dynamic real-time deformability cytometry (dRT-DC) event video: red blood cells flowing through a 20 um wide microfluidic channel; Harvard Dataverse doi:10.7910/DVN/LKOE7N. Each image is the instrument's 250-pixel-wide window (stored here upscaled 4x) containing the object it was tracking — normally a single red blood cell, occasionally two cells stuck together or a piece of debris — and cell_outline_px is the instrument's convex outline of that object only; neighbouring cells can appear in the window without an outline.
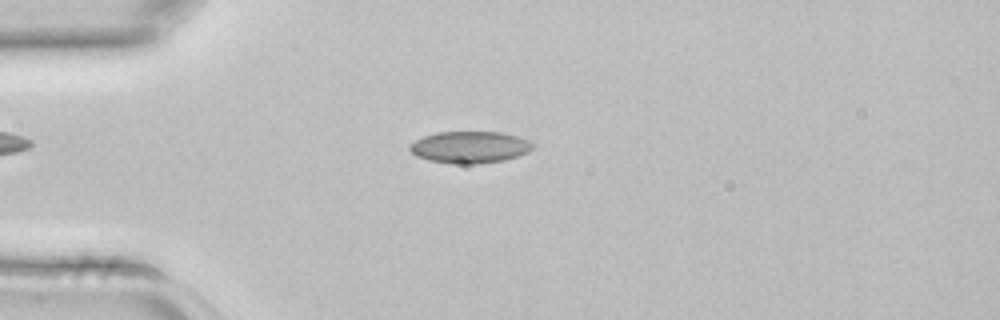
{"species": "common noctule bat (a hibernating species)", "species_latin": "Nyctalus noctula", "temperature_condition": "room temperature", "stored_images_in_passage": 2, "camera_frame_rate_fps": 3000, "um_per_image_px": 0.085, "animal": {"sex": "female", "body_mass_g": 22.7, "forearm_length_mm": 54.2}, "frame": {"image": 1, "passage_image": 2, "time_ms": 0.333, "image_size_px": [1000, 320], "cell_outline_px": [[536, 144], [528, 152], [504, 160], [476, 164], [448, 164], [428, 160], [416, 156], [408, 148], [408, 144], [424, 136], [436, 132], [504, 132], [532, 140]], "centroid_in_image_um": [39.94, 12.51], "position_along_channel_um": 45.1, "area_um2": 23.18}}